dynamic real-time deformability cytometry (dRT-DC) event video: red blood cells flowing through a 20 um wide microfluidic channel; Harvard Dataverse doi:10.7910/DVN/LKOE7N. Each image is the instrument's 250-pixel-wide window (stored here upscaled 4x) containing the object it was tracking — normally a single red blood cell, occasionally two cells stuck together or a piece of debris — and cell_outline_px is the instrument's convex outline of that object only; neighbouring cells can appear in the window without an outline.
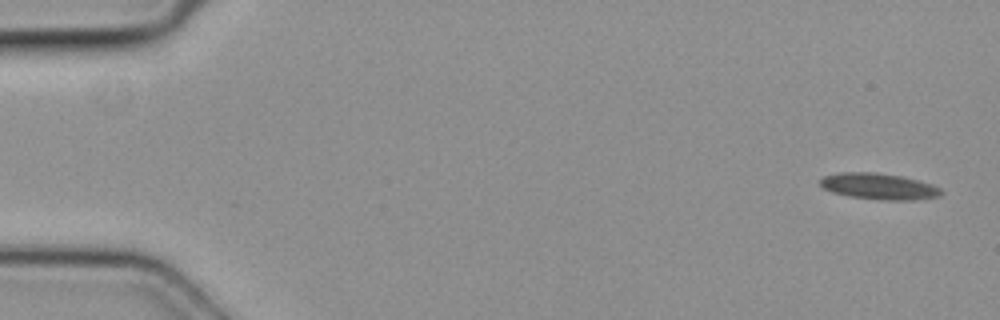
{"species": "common noctule bat (a hibernating species)", "species_latin": "Nyctalus noctula", "temperature_condition": "cold", "stored_images_in_passage": 5, "camera_frame_rate_fps": 3000, "um_per_image_px": 0.085, "animal": {"sex": "female", "body_mass_g": 19.3, "forearm_length_mm": 54.1}, "frame": {"image": 1, "passage_image": 1, "time_ms": 0.0, "image_size_px": [1000, 320], "cell_outline_px": [[944, 192], [940, 196], [916, 200], [880, 200], [848, 196], [832, 192], [824, 188], [820, 184], [820, 180], [824, 176], [840, 172], [876, 172], [900, 176], [932, 184], [940, 188]], "centroid_in_image_um": [74.72, 15.85], "position_along_channel_um": 10.3, "area_um2": 18.5}}
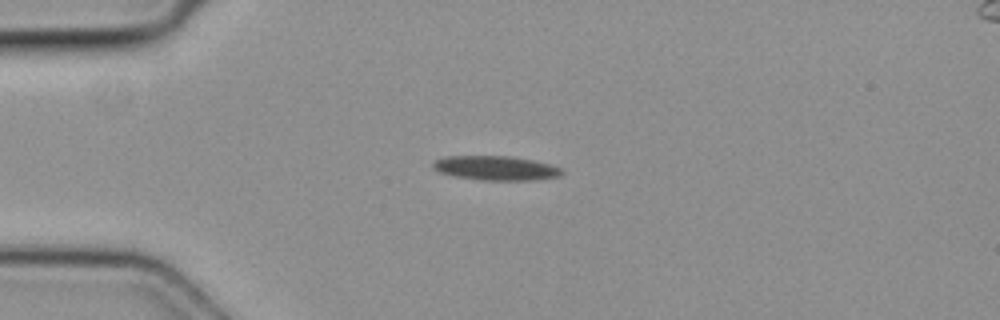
{"frame": {"image": 2, "passage_image": 4, "time_ms": 1.0, "image_size_px": [1000, 320], "cell_outline_px": [[564, 172], [560, 176], [536, 180], [484, 180], [452, 176], [440, 172], [432, 168], [432, 164], [436, 160], [444, 156], [508, 156], [532, 160], [552, 164], [560, 168]], "centroid_in_image_um": [42.14, 14.29], "position_along_channel_um": 42.9, "area_um2": 18.32}}